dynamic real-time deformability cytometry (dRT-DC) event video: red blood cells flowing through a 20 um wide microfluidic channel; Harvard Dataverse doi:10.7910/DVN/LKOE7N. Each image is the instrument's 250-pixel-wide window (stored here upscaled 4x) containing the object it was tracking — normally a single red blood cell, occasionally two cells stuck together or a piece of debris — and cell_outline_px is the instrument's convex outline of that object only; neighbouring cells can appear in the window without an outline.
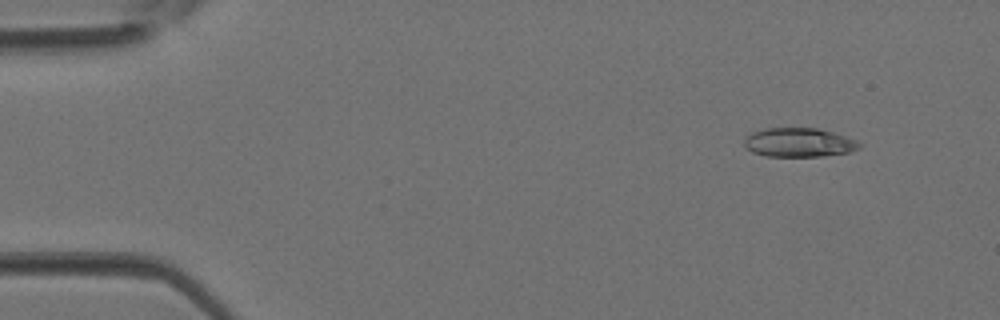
{"species": "Egyptian fruit bat (a non-hibernating species)", "species_latin": "Rousettus aegyptiacus", "temperature_condition": "room temperature", "stored_images_in_passage": 4, "camera_frame_rate_fps": 3000, "um_per_image_px": 0.085, "animal": {"sex": "female"}, "frame": {"image": 1, "passage_image": 2, "time_ms": 0.333, "image_size_px": [1000, 320], "cell_outline_px": [[860, 148], [848, 152], [820, 156], [768, 156], [752, 152], [744, 144], [744, 140], [752, 132], [764, 128], [816, 128], [832, 132], [856, 140], [860, 144]], "centroid_in_image_um": [67.89, 12.1], "position_along_channel_um": 17.1, "area_um2": 19.19}}
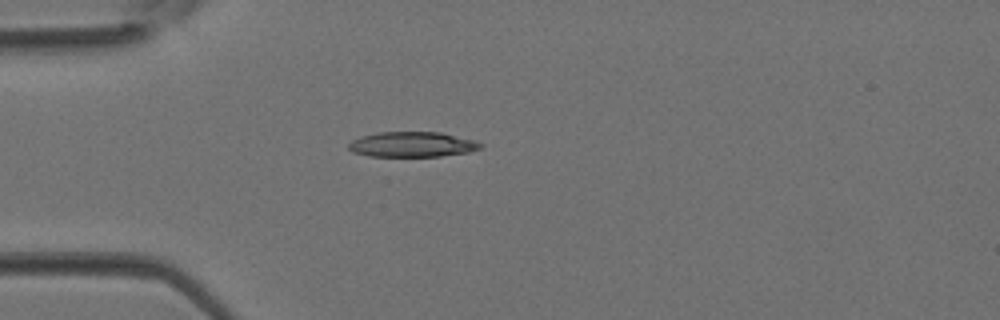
{"frame": {"image": 2, "passage_image": 4, "time_ms": 1.0, "image_size_px": [1000, 320], "cell_outline_px": [[484, 144], [480, 148], [468, 152], [440, 156], [368, 156], [352, 152], [348, 148], [348, 144], [352, 140], [360, 136], [376, 132], [440, 132], [472, 140]], "centroid_in_image_um": [34.98, 12.27], "position_along_channel_um": 50.0, "area_um2": 19.31}}